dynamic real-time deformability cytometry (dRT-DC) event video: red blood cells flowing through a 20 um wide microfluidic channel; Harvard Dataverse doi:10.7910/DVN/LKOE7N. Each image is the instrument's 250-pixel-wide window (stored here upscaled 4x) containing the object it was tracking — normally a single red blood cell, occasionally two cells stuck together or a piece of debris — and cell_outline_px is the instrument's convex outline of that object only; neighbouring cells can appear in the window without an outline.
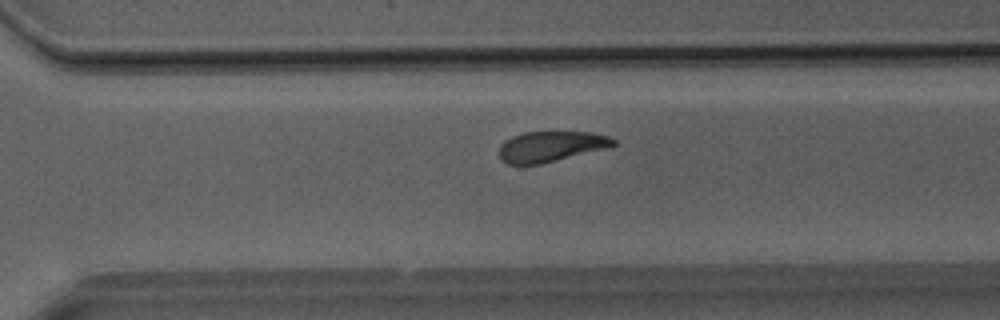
{"species": "Egyptian fruit bat (a non-hibernating species)", "species_latin": "Rousettus aegyptiacus", "temperature_condition": "room temperature", "stored_images_in_passage": 35, "camera_frame_rate_fps": 3000, "um_per_image_px": 0.085, "animal": {"sex": "male"}, "frame": {"image": 1, "passage_image": 23, "time_ms": 7.333, "image_size_px": [1000, 320], "cell_outline_px": [[616, 144], [612, 148], [540, 164], [508, 164], [500, 160], [500, 144], [504, 140], [512, 136], [524, 132], [592, 132], [608, 136], [616, 140]], "centroid_in_image_um": [46.87, 12.45], "position_along_channel_um": 323.7, "area_um2": 20.63}}
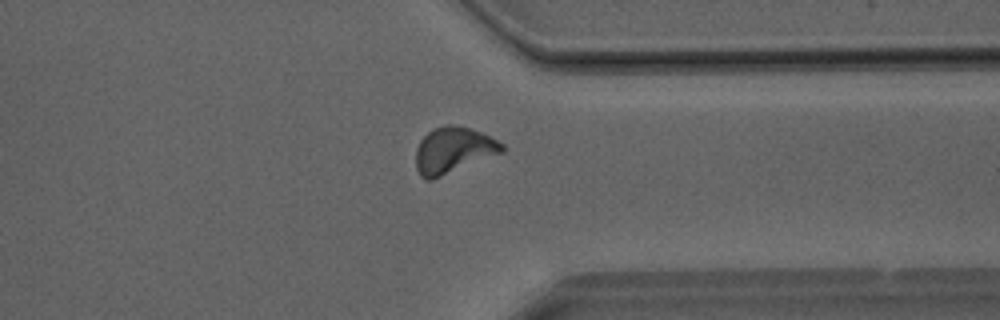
{"frame": {"image": 2, "passage_image": 26, "time_ms": 8.333, "image_size_px": [1000, 320], "cell_outline_px": [[504, 152], [432, 180], [424, 180], [420, 176], [416, 168], [416, 148], [420, 140], [428, 132], [444, 124], [452, 124], [468, 128], [480, 132], [504, 144]], "centroid_in_image_um": [38.51, 12.78], "position_along_channel_um": 372.9, "area_um2": 23.12}}
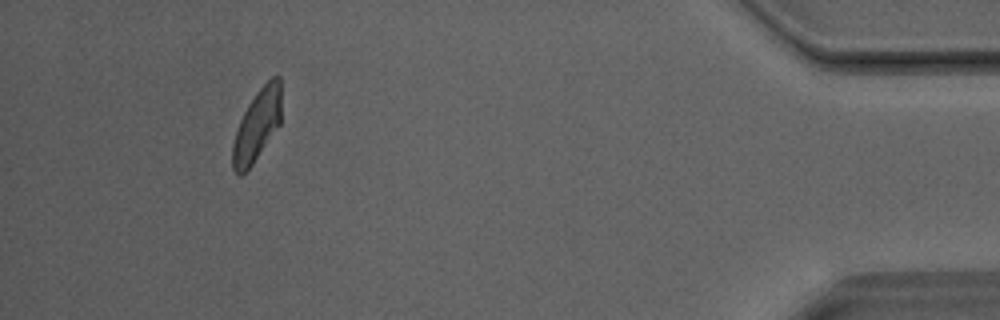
{"frame": {"image": 3, "passage_image": 32, "time_ms": 10.333, "image_size_px": [1000, 320], "cell_outline_px": [[280, 124], [252, 164], [240, 176], [232, 168], [232, 144], [236, 128], [248, 104], [256, 92], [272, 76], [280, 76]], "centroid_in_image_um": [21.82, 10.65], "position_along_channel_um": 413.4, "area_um2": 20.06}}